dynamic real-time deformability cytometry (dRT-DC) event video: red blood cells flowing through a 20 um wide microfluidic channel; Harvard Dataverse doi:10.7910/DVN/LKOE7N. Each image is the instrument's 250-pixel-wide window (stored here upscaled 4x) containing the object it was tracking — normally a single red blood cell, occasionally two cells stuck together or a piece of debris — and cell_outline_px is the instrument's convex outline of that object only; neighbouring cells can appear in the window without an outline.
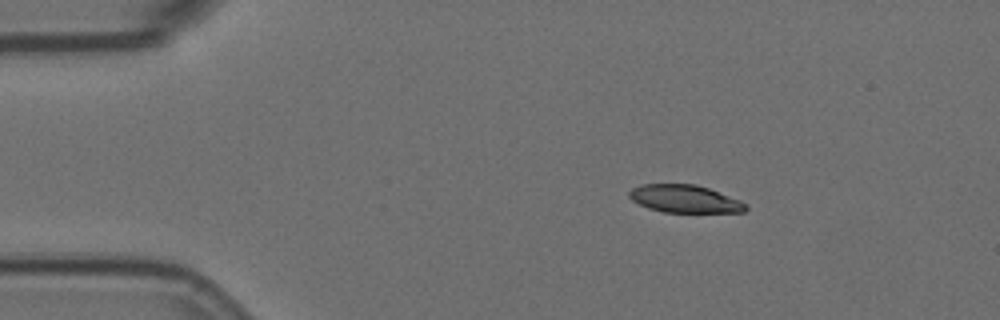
{"species": "Egyptian fruit bat (a non-hibernating species)", "species_latin": "Rousettus aegyptiacus", "temperature_condition": "room temperature", "stored_images_in_passage": 4, "camera_frame_rate_fps": 3000, "um_per_image_px": 0.085, "animal": {"sex": "female"}, "frame": {"image": 1, "passage_image": 2, "time_ms": 0.333, "image_size_px": [1000, 320], "cell_outline_px": [[748, 208], [744, 212], [664, 212], [648, 208], [632, 200], [628, 196], [628, 192], [632, 188], [640, 184], [696, 184], [708, 188], [740, 200], [748, 204]], "centroid_in_image_um": [58.2, 16.9], "position_along_channel_um": 26.8, "area_um2": 18.84}}